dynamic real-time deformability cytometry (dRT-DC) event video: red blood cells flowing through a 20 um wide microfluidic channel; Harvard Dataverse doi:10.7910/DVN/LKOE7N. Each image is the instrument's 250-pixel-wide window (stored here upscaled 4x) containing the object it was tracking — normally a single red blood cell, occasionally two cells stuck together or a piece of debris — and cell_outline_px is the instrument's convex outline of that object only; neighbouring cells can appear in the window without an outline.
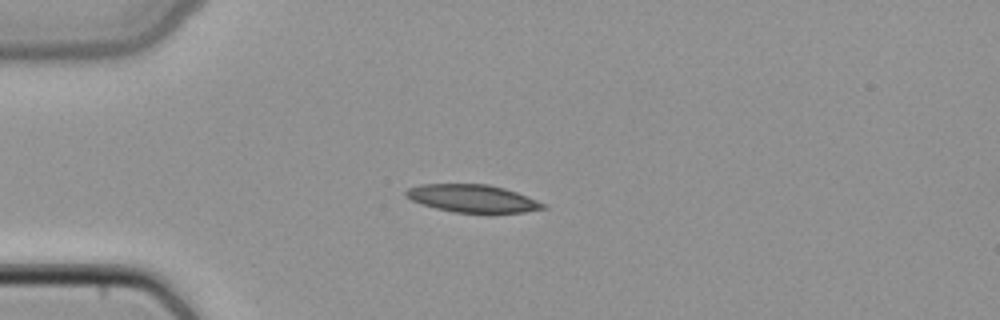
{"species": "common noctule bat (a hibernating species)", "species_latin": "Nyctalus noctula", "temperature_condition": "cold", "stored_images_in_passage": 31, "camera_frame_rate_fps": 3000, "um_per_image_px": 0.085, "animal": {"sex": "female", "body_mass_g": 22.7, "forearm_length_mm": 54.2}, "frame": {"image": 1, "passage_image": 1, "time_ms": 0.0, "image_size_px": [1000, 320], "cell_outline_px": [[548, 208], [524, 212], [492, 216], [452, 212], [420, 204], [404, 196], [404, 192], [408, 188], [420, 184], [488, 184], [504, 188], [528, 196], [548, 204]], "centroid_in_image_um": [40.23, 16.92], "position_along_channel_um": 44.8, "area_um2": 23.24}}
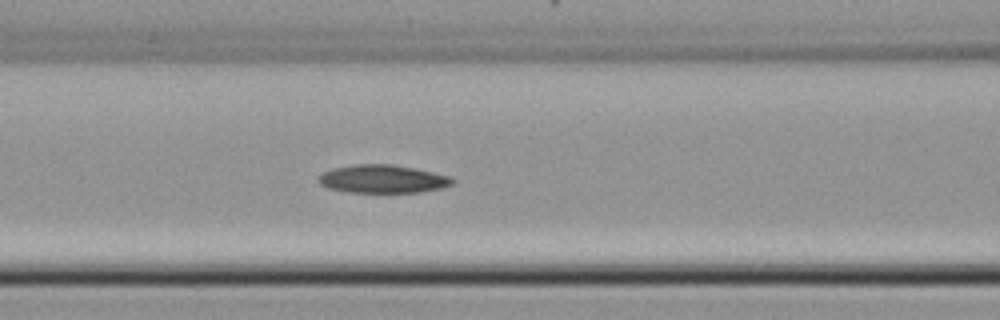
{"frame": {"image": 2, "passage_image": 9, "time_ms": 2.667, "image_size_px": [1000, 320], "cell_outline_px": [[456, 180], [452, 184], [440, 188], [420, 192], [348, 192], [328, 188], [320, 184], [316, 180], [324, 172], [332, 168], [352, 164], [392, 164], [432, 172], [448, 176]], "centroid_in_image_um": [32.49, 15.21], "position_along_channel_um": 134.1, "area_um2": 21.85}}
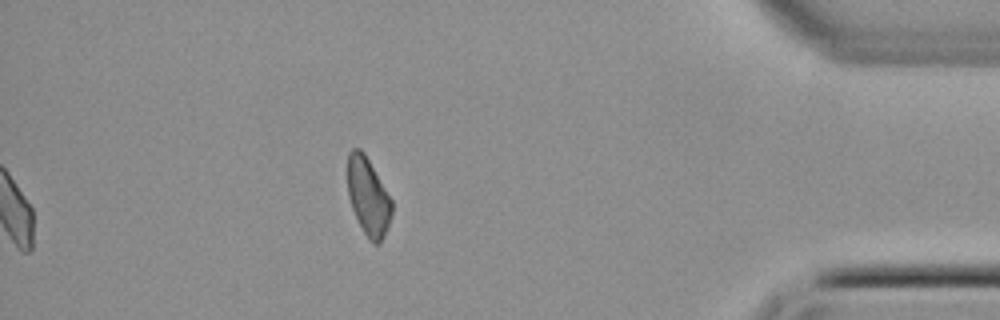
{"frame": {"image": 3, "passage_image": 31, "time_ms": 10.0, "image_size_px": [1000, 320], "cell_outline_px": [[392, 212], [388, 224], [380, 244], [372, 244], [364, 232], [352, 208], [348, 196], [348, 152], [352, 148], [360, 148], [364, 152], [392, 200]], "centroid_in_image_um": [31.29, 16.69], "position_along_channel_um": 403.9, "area_um2": 19.77}}